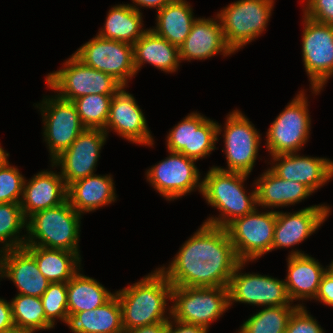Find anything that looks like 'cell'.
Listing matches in <instances>:
<instances>
[{
	"label": "cell",
	"mask_w": 333,
	"mask_h": 333,
	"mask_svg": "<svg viewBox=\"0 0 333 333\" xmlns=\"http://www.w3.org/2000/svg\"><path fill=\"white\" fill-rule=\"evenodd\" d=\"M65 324L73 333H124L121 305L116 294L98 308L68 314Z\"/></svg>",
	"instance_id": "cell-28"
},
{
	"label": "cell",
	"mask_w": 333,
	"mask_h": 333,
	"mask_svg": "<svg viewBox=\"0 0 333 333\" xmlns=\"http://www.w3.org/2000/svg\"><path fill=\"white\" fill-rule=\"evenodd\" d=\"M171 317L209 329L230 307L227 287L172 288Z\"/></svg>",
	"instance_id": "cell-7"
},
{
	"label": "cell",
	"mask_w": 333,
	"mask_h": 333,
	"mask_svg": "<svg viewBox=\"0 0 333 333\" xmlns=\"http://www.w3.org/2000/svg\"><path fill=\"white\" fill-rule=\"evenodd\" d=\"M224 129V146L227 168H216L224 171L239 172L250 175L261 143L260 132L254 124L240 111L233 110L226 116ZM225 148V149H224Z\"/></svg>",
	"instance_id": "cell-12"
},
{
	"label": "cell",
	"mask_w": 333,
	"mask_h": 333,
	"mask_svg": "<svg viewBox=\"0 0 333 333\" xmlns=\"http://www.w3.org/2000/svg\"><path fill=\"white\" fill-rule=\"evenodd\" d=\"M85 65L112 75L123 86L137 73L133 63V46L97 35L73 53Z\"/></svg>",
	"instance_id": "cell-15"
},
{
	"label": "cell",
	"mask_w": 333,
	"mask_h": 333,
	"mask_svg": "<svg viewBox=\"0 0 333 333\" xmlns=\"http://www.w3.org/2000/svg\"><path fill=\"white\" fill-rule=\"evenodd\" d=\"M275 0H238L221 9L220 19L228 46L235 53L266 30Z\"/></svg>",
	"instance_id": "cell-6"
},
{
	"label": "cell",
	"mask_w": 333,
	"mask_h": 333,
	"mask_svg": "<svg viewBox=\"0 0 333 333\" xmlns=\"http://www.w3.org/2000/svg\"><path fill=\"white\" fill-rule=\"evenodd\" d=\"M298 307H304L303 303L264 307L244 321L237 333H285L289 318Z\"/></svg>",
	"instance_id": "cell-34"
},
{
	"label": "cell",
	"mask_w": 333,
	"mask_h": 333,
	"mask_svg": "<svg viewBox=\"0 0 333 333\" xmlns=\"http://www.w3.org/2000/svg\"><path fill=\"white\" fill-rule=\"evenodd\" d=\"M271 159L272 167L269 169L274 174L284 180L299 182L312 193L333 178V161L327 158L289 153L279 154Z\"/></svg>",
	"instance_id": "cell-19"
},
{
	"label": "cell",
	"mask_w": 333,
	"mask_h": 333,
	"mask_svg": "<svg viewBox=\"0 0 333 333\" xmlns=\"http://www.w3.org/2000/svg\"><path fill=\"white\" fill-rule=\"evenodd\" d=\"M133 63L138 73L142 65L150 64L166 73H174L180 65L179 48L153 30L147 31L133 45Z\"/></svg>",
	"instance_id": "cell-27"
},
{
	"label": "cell",
	"mask_w": 333,
	"mask_h": 333,
	"mask_svg": "<svg viewBox=\"0 0 333 333\" xmlns=\"http://www.w3.org/2000/svg\"><path fill=\"white\" fill-rule=\"evenodd\" d=\"M125 88L123 86L113 95L108 121L103 130L107 135L110 129L114 130L117 135L131 143L152 147L154 140L149 131L143 111L140 109L134 96L126 92Z\"/></svg>",
	"instance_id": "cell-18"
},
{
	"label": "cell",
	"mask_w": 333,
	"mask_h": 333,
	"mask_svg": "<svg viewBox=\"0 0 333 333\" xmlns=\"http://www.w3.org/2000/svg\"><path fill=\"white\" fill-rule=\"evenodd\" d=\"M172 288L167 277L156 268L140 281L116 291L122 310L124 332L145 325L168 322L171 307L167 310L166 306L167 301L172 300ZM167 311L169 317L165 314Z\"/></svg>",
	"instance_id": "cell-2"
},
{
	"label": "cell",
	"mask_w": 333,
	"mask_h": 333,
	"mask_svg": "<svg viewBox=\"0 0 333 333\" xmlns=\"http://www.w3.org/2000/svg\"><path fill=\"white\" fill-rule=\"evenodd\" d=\"M36 107L42 115L44 141L52 162L70 147L85 127L72 101L61 99L57 95L46 96Z\"/></svg>",
	"instance_id": "cell-11"
},
{
	"label": "cell",
	"mask_w": 333,
	"mask_h": 333,
	"mask_svg": "<svg viewBox=\"0 0 333 333\" xmlns=\"http://www.w3.org/2000/svg\"><path fill=\"white\" fill-rule=\"evenodd\" d=\"M303 15L333 26V0H306Z\"/></svg>",
	"instance_id": "cell-40"
},
{
	"label": "cell",
	"mask_w": 333,
	"mask_h": 333,
	"mask_svg": "<svg viewBox=\"0 0 333 333\" xmlns=\"http://www.w3.org/2000/svg\"><path fill=\"white\" fill-rule=\"evenodd\" d=\"M67 200V187L60 172L44 170L24 181L21 208L26 219Z\"/></svg>",
	"instance_id": "cell-23"
},
{
	"label": "cell",
	"mask_w": 333,
	"mask_h": 333,
	"mask_svg": "<svg viewBox=\"0 0 333 333\" xmlns=\"http://www.w3.org/2000/svg\"><path fill=\"white\" fill-rule=\"evenodd\" d=\"M267 211L260 212L256 207L225 227L240 261H255L272 251L276 211Z\"/></svg>",
	"instance_id": "cell-9"
},
{
	"label": "cell",
	"mask_w": 333,
	"mask_h": 333,
	"mask_svg": "<svg viewBox=\"0 0 333 333\" xmlns=\"http://www.w3.org/2000/svg\"><path fill=\"white\" fill-rule=\"evenodd\" d=\"M302 60L312 94L318 95L333 76V26L303 15Z\"/></svg>",
	"instance_id": "cell-10"
},
{
	"label": "cell",
	"mask_w": 333,
	"mask_h": 333,
	"mask_svg": "<svg viewBox=\"0 0 333 333\" xmlns=\"http://www.w3.org/2000/svg\"><path fill=\"white\" fill-rule=\"evenodd\" d=\"M287 262L288 273L284 282L291 301L314 300L321 279L331 265L324 268L315 258L297 249H292Z\"/></svg>",
	"instance_id": "cell-24"
},
{
	"label": "cell",
	"mask_w": 333,
	"mask_h": 333,
	"mask_svg": "<svg viewBox=\"0 0 333 333\" xmlns=\"http://www.w3.org/2000/svg\"><path fill=\"white\" fill-rule=\"evenodd\" d=\"M331 213L328 205H312L289 213L276 211L272 250L299 245L319 229Z\"/></svg>",
	"instance_id": "cell-20"
},
{
	"label": "cell",
	"mask_w": 333,
	"mask_h": 333,
	"mask_svg": "<svg viewBox=\"0 0 333 333\" xmlns=\"http://www.w3.org/2000/svg\"><path fill=\"white\" fill-rule=\"evenodd\" d=\"M113 181L111 175L93 174L85 177L67 187V200L81 215L98 210L116 201Z\"/></svg>",
	"instance_id": "cell-25"
},
{
	"label": "cell",
	"mask_w": 333,
	"mask_h": 333,
	"mask_svg": "<svg viewBox=\"0 0 333 333\" xmlns=\"http://www.w3.org/2000/svg\"><path fill=\"white\" fill-rule=\"evenodd\" d=\"M80 271L67 282L68 314L98 308L115 295V292L111 293L96 279Z\"/></svg>",
	"instance_id": "cell-32"
},
{
	"label": "cell",
	"mask_w": 333,
	"mask_h": 333,
	"mask_svg": "<svg viewBox=\"0 0 333 333\" xmlns=\"http://www.w3.org/2000/svg\"><path fill=\"white\" fill-rule=\"evenodd\" d=\"M248 174L224 171L211 167L202 181V196L208 205L217 208L218 217H208L204 223L225 228L238 217L251 213L257 207L256 187L245 191Z\"/></svg>",
	"instance_id": "cell-3"
},
{
	"label": "cell",
	"mask_w": 333,
	"mask_h": 333,
	"mask_svg": "<svg viewBox=\"0 0 333 333\" xmlns=\"http://www.w3.org/2000/svg\"><path fill=\"white\" fill-rule=\"evenodd\" d=\"M169 155L146 172L147 181L166 200H176L198 189L202 193V181L196 160L179 152Z\"/></svg>",
	"instance_id": "cell-13"
},
{
	"label": "cell",
	"mask_w": 333,
	"mask_h": 333,
	"mask_svg": "<svg viewBox=\"0 0 333 333\" xmlns=\"http://www.w3.org/2000/svg\"><path fill=\"white\" fill-rule=\"evenodd\" d=\"M1 144V143H0ZM9 153L0 145V169L8 161Z\"/></svg>",
	"instance_id": "cell-46"
},
{
	"label": "cell",
	"mask_w": 333,
	"mask_h": 333,
	"mask_svg": "<svg viewBox=\"0 0 333 333\" xmlns=\"http://www.w3.org/2000/svg\"><path fill=\"white\" fill-rule=\"evenodd\" d=\"M65 67L48 73L46 84L67 101L89 94H116L123 85L112 75L85 65L74 54L64 63Z\"/></svg>",
	"instance_id": "cell-5"
},
{
	"label": "cell",
	"mask_w": 333,
	"mask_h": 333,
	"mask_svg": "<svg viewBox=\"0 0 333 333\" xmlns=\"http://www.w3.org/2000/svg\"><path fill=\"white\" fill-rule=\"evenodd\" d=\"M316 301L324 303V305L333 306V268L330 267L323 275L317 295Z\"/></svg>",
	"instance_id": "cell-41"
},
{
	"label": "cell",
	"mask_w": 333,
	"mask_h": 333,
	"mask_svg": "<svg viewBox=\"0 0 333 333\" xmlns=\"http://www.w3.org/2000/svg\"><path fill=\"white\" fill-rule=\"evenodd\" d=\"M27 229L20 203H0V252L8 249L22 248L27 235H21V229ZM25 236V237H24Z\"/></svg>",
	"instance_id": "cell-35"
},
{
	"label": "cell",
	"mask_w": 333,
	"mask_h": 333,
	"mask_svg": "<svg viewBox=\"0 0 333 333\" xmlns=\"http://www.w3.org/2000/svg\"><path fill=\"white\" fill-rule=\"evenodd\" d=\"M142 19V13L130 4L113 5L107 13L104 28L97 35L133 45L147 31L142 28Z\"/></svg>",
	"instance_id": "cell-31"
},
{
	"label": "cell",
	"mask_w": 333,
	"mask_h": 333,
	"mask_svg": "<svg viewBox=\"0 0 333 333\" xmlns=\"http://www.w3.org/2000/svg\"><path fill=\"white\" fill-rule=\"evenodd\" d=\"M247 262H240L228 284L229 304L241 302L255 306H291L284 280L257 273H242Z\"/></svg>",
	"instance_id": "cell-14"
},
{
	"label": "cell",
	"mask_w": 333,
	"mask_h": 333,
	"mask_svg": "<svg viewBox=\"0 0 333 333\" xmlns=\"http://www.w3.org/2000/svg\"><path fill=\"white\" fill-rule=\"evenodd\" d=\"M113 95L115 94H89L72 101L85 128H105Z\"/></svg>",
	"instance_id": "cell-36"
},
{
	"label": "cell",
	"mask_w": 333,
	"mask_h": 333,
	"mask_svg": "<svg viewBox=\"0 0 333 333\" xmlns=\"http://www.w3.org/2000/svg\"><path fill=\"white\" fill-rule=\"evenodd\" d=\"M156 14V26L150 29L178 48L189 35L197 19L186 0H173Z\"/></svg>",
	"instance_id": "cell-29"
},
{
	"label": "cell",
	"mask_w": 333,
	"mask_h": 333,
	"mask_svg": "<svg viewBox=\"0 0 333 333\" xmlns=\"http://www.w3.org/2000/svg\"><path fill=\"white\" fill-rule=\"evenodd\" d=\"M0 278H8L18 294L41 297L50 282L39 270L35 258L24 248L0 252Z\"/></svg>",
	"instance_id": "cell-21"
},
{
	"label": "cell",
	"mask_w": 333,
	"mask_h": 333,
	"mask_svg": "<svg viewBox=\"0 0 333 333\" xmlns=\"http://www.w3.org/2000/svg\"><path fill=\"white\" fill-rule=\"evenodd\" d=\"M133 4H131L130 6L137 10V11H141L139 9L142 7H147V8H156L157 11L161 10L163 7H165L167 4L171 3L173 0H132ZM135 4V5H134ZM139 6V7H138Z\"/></svg>",
	"instance_id": "cell-44"
},
{
	"label": "cell",
	"mask_w": 333,
	"mask_h": 333,
	"mask_svg": "<svg viewBox=\"0 0 333 333\" xmlns=\"http://www.w3.org/2000/svg\"><path fill=\"white\" fill-rule=\"evenodd\" d=\"M24 181L19 169L7 161L0 169V203H21Z\"/></svg>",
	"instance_id": "cell-38"
},
{
	"label": "cell",
	"mask_w": 333,
	"mask_h": 333,
	"mask_svg": "<svg viewBox=\"0 0 333 333\" xmlns=\"http://www.w3.org/2000/svg\"><path fill=\"white\" fill-rule=\"evenodd\" d=\"M170 319L167 322L166 333H208L209 331L206 327L201 325L177 321L174 320L172 317H170Z\"/></svg>",
	"instance_id": "cell-43"
},
{
	"label": "cell",
	"mask_w": 333,
	"mask_h": 333,
	"mask_svg": "<svg viewBox=\"0 0 333 333\" xmlns=\"http://www.w3.org/2000/svg\"><path fill=\"white\" fill-rule=\"evenodd\" d=\"M167 322H159L151 325L137 327L132 330H127L124 333H166Z\"/></svg>",
	"instance_id": "cell-45"
},
{
	"label": "cell",
	"mask_w": 333,
	"mask_h": 333,
	"mask_svg": "<svg viewBox=\"0 0 333 333\" xmlns=\"http://www.w3.org/2000/svg\"><path fill=\"white\" fill-rule=\"evenodd\" d=\"M16 332L12 318L11 302L0 298V333Z\"/></svg>",
	"instance_id": "cell-42"
},
{
	"label": "cell",
	"mask_w": 333,
	"mask_h": 333,
	"mask_svg": "<svg viewBox=\"0 0 333 333\" xmlns=\"http://www.w3.org/2000/svg\"><path fill=\"white\" fill-rule=\"evenodd\" d=\"M10 302L16 332L34 333L54 328L45 316L41 298L17 294Z\"/></svg>",
	"instance_id": "cell-33"
},
{
	"label": "cell",
	"mask_w": 333,
	"mask_h": 333,
	"mask_svg": "<svg viewBox=\"0 0 333 333\" xmlns=\"http://www.w3.org/2000/svg\"><path fill=\"white\" fill-rule=\"evenodd\" d=\"M311 131L308 100L304 90L288 103L266 132V148L270 156L298 153L305 146Z\"/></svg>",
	"instance_id": "cell-8"
},
{
	"label": "cell",
	"mask_w": 333,
	"mask_h": 333,
	"mask_svg": "<svg viewBox=\"0 0 333 333\" xmlns=\"http://www.w3.org/2000/svg\"><path fill=\"white\" fill-rule=\"evenodd\" d=\"M36 260L50 283H67L80 269L81 258L74 252L41 246H23Z\"/></svg>",
	"instance_id": "cell-30"
},
{
	"label": "cell",
	"mask_w": 333,
	"mask_h": 333,
	"mask_svg": "<svg viewBox=\"0 0 333 333\" xmlns=\"http://www.w3.org/2000/svg\"><path fill=\"white\" fill-rule=\"evenodd\" d=\"M253 184L256 187L257 206L262 208H284L300 203L312 195L305 185L281 179L270 169L265 170Z\"/></svg>",
	"instance_id": "cell-26"
},
{
	"label": "cell",
	"mask_w": 333,
	"mask_h": 333,
	"mask_svg": "<svg viewBox=\"0 0 333 333\" xmlns=\"http://www.w3.org/2000/svg\"><path fill=\"white\" fill-rule=\"evenodd\" d=\"M241 261L226 228L203 222L171 263L158 269L177 287H228Z\"/></svg>",
	"instance_id": "cell-1"
},
{
	"label": "cell",
	"mask_w": 333,
	"mask_h": 333,
	"mask_svg": "<svg viewBox=\"0 0 333 333\" xmlns=\"http://www.w3.org/2000/svg\"><path fill=\"white\" fill-rule=\"evenodd\" d=\"M82 215L66 200L64 203L38 211L27 219L24 246H41L76 253L80 258L79 237Z\"/></svg>",
	"instance_id": "cell-4"
},
{
	"label": "cell",
	"mask_w": 333,
	"mask_h": 333,
	"mask_svg": "<svg viewBox=\"0 0 333 333\" xmlns=\"http://www.w3.org/2000/svg\"><path fill=\"white\" fill-rule=\"evenodd\" d=\"M222 129L216 121L192 112L169 131L167 150L179 152L196 161L206 158L217 149L215 145Z\"/></svg>",
	"instance_id": "cell-16"
},
{
	"label": "cell",
	"mask_w": 333,
	"mask_h": 333,
	"mask_svg": "<svg viewBox=\"0 0 333 333\" xmlns=\"http://www.w3.org/2000/svg\"><path fill=\"white\" fill-rule=\"evenodd\" d=\"M229 56L233 50L226 43L221 22L215 18H197L189 35L179 47L180 62L183 60H205L219 54Z\"/></svg>",
	"instance_id": "cell-22"
},
{
	"label": "cell",
	"mask_w": 333,
	"mask_h": 333,
	"mask_svg": "<svg viewBox=\"0 0 333 333\" xmlns=\"http://www.w3.org/2000/svg\"><path fill=\"white\" fill-rule=\"evenodd\" d=\"M46 318L55 326L56 319L65 323L68 315L67 283H50L40 297Z\"/></svg>",
	"instance_id": "cell-37"
},
{
	"label": "cell",
	"mask_w": 333,
	"mask_h": 333,
	"mask_svg": "<svg viewBox=\"0 0 333 333\" xmlns=\"http://www.w3.org/2000/svg\"><path fill=\"white\" fill-rule=\"evenodd\" d=\"M285 333H325L306 307H298L290 316Z\"/></svg>",
	"instance_id": "cell-39"
},
{
	"label": "cell",
	"mask_w": 333,
	"mask_h": 333,
	"mask_svg": "<svg viewBox=\"0 0 333 333\" xmlns=\"http://www.w3.org/2000/svg\"><path fill=\"white\" fill-rule=\"evenodd\" d=\"M107 137L103 129L85 128L70 147L51 162L52 169L60 168L66 187L94 174Z\"/></svg>",
	"instance_id": "cell-17"
}]
</instances>
